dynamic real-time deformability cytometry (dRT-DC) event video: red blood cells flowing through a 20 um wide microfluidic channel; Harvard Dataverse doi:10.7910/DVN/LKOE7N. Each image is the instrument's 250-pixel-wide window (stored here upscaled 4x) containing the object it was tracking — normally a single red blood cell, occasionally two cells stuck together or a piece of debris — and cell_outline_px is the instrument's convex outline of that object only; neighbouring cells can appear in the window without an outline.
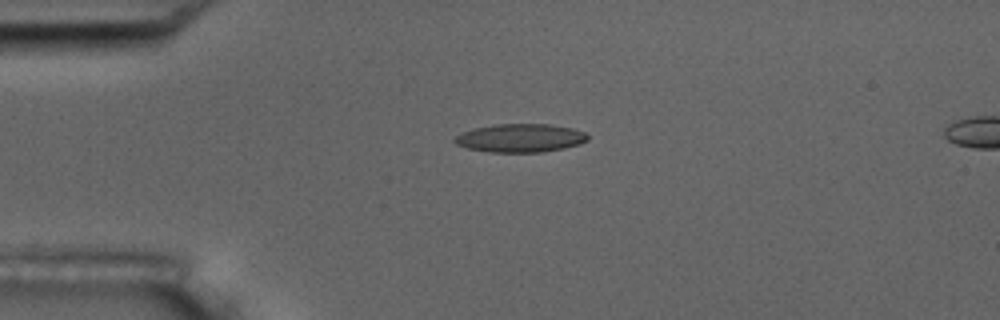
{"species": "common noctule bat (a hibernating species)", "species_latin": "Nyctalus noctula", "temperature_condition": "room temperature", "stored_images_in_passage": 6, "camera_frame_rate_fps": 3000, "um_per_image_px": 0.085, "animal": {"sex": "male", "body_mass_g": 17.5, "forearm_length_mm": 52.3}, "frame": {"image": 1, "passage_image": 6, "time_ms": 6.667, "image_size_px": [1000, 320], "cell_outline_px": [[588, 140], [580, 144], [564, 148], [540, 152], [488, 152], [468, 148], [456, 144], [452, 140], [460, 132], [476, 128], [496, 124], [548, 124], [572, 128], [584, 132], [588, 136]], "centroid_in_image_um": [44.21, 11.73], "position_along_channel_um": 40.8, "area_um2": 21.96}}